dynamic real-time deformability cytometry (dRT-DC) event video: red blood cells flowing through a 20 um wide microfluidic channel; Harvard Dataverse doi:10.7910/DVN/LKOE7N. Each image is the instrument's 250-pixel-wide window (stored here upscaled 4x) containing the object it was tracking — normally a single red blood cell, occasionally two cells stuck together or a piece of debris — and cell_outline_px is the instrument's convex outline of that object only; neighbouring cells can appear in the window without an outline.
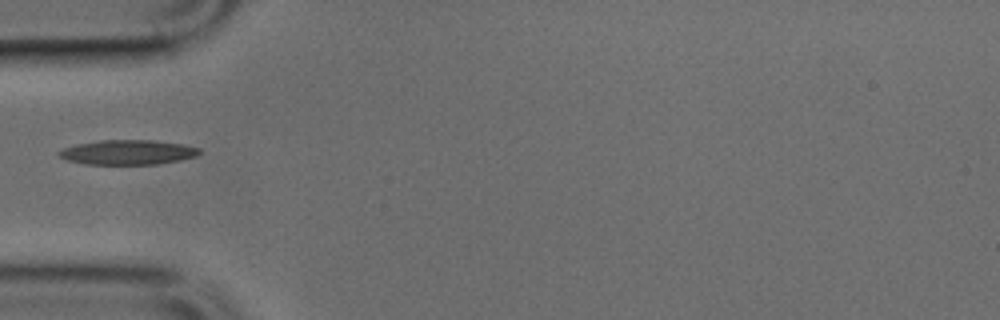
{"species": "common noctule bat (a hibernating species)", "species_latin": "Nyctalus noctula", "temperature_condition": "cold", "stored_images_in_passage": 19, "camera_frame_rate_fps": 3000, "um_per_image_px": 0.085, "animal": {"sex": "male", "body_mass_g": 17.9, "forearm_length_mm": 54.2}, "frame": {"image": 1, "passage_image": 1, "time_ms": 0.0, "image_size_px": [1000, 320], "cell_outline_px": [[200, 152], [196, 156], [180, 160], [156, 164], [84, 164], [68, 160], [60, 156], [56, 152], [64, 148], [76, 144], [100, 140], [152, 140], [184, 144], [200, 148]], "centroid_in_image_um": [10.87, 12.94], "position_along_channel_um": 74.1, "area_um2": 20.17}}
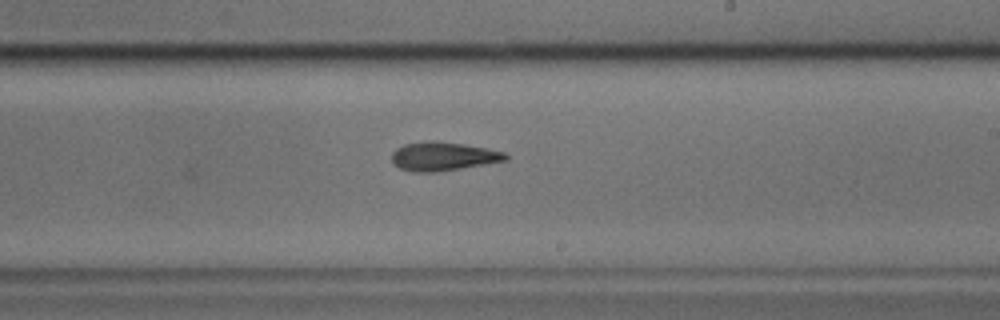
{"frame": {"image": 2, "passage_image": 14, "time_ms": 4.333, "image_size_px": [1000, 320], "cell_outline_px": [[508, 160], [436, 172], [412, 172], [400, 168], [392, 164], [392, 152], [396, 148], [404, 144], [432, 140], [464, 144], [488, 148], [504, 152], [508, 156]], "centroid_in_image_um": [37.64, 13.28], "position_along_channel_um": 251.4, "area_um2": 19.07}}
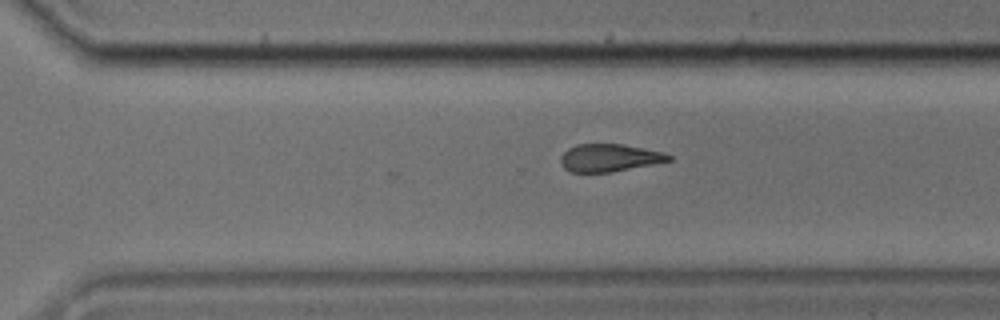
{"frame": {"image": 3, "passage_image": 19, "time_ms": 6.0, "image_size_px": [1000, 320], "cell_outline_px": [[672, 160], [612, 172], [568, 172], [560, 164], [560, 156], [568, 148], [576, 144], [624, 144], [664, 152], [672, 156]], "centroid_in_image_um": [51.77, 13.41], "position_along_channel_um": 318.8, "area_um2": 17.51}}